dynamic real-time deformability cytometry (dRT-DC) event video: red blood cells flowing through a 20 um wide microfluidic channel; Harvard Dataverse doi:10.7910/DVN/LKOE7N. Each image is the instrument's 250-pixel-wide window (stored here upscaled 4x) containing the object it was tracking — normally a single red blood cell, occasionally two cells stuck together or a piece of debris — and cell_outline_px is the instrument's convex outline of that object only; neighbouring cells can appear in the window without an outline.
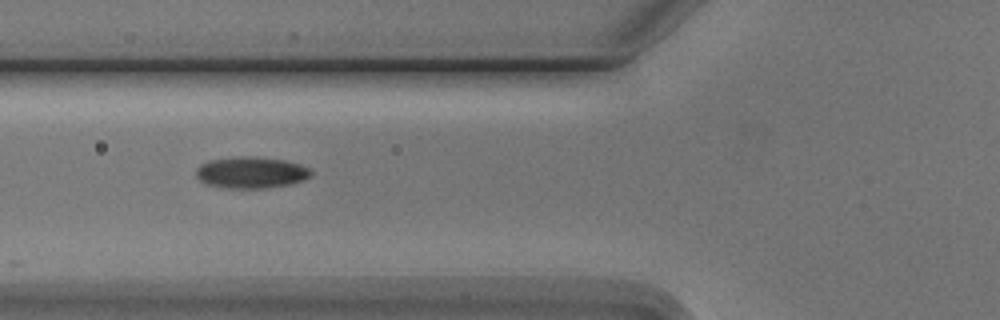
{"species": "Egyptian fruit bat (a non-hibernating species)", "species_latin": "Rousettus aegyptiacus", "temperature_condition": "cold", "stored_images_in_passage": 4, "camera_frame_rate_fps": 3000, "um_per_image_px": 0.085, "animal": {"sex": "male"}, "frame": {"image": 1, "passage_image": 3, "time_ms": 2.333, "image_size_px": [1000, 320], "cell_outline_px": [[312, 176], [304, 180], [292, 184], [268, 188], [228, 188], [204, 184], [196, 176], [196, 168], [200, 164], [212, 160], [244, 156], [284, 160], [300, 164], [308, 168], [312, 172]], "centroid_in_image_um": [21.36, 14.68], "position_along_channel_um": 104.4, "area_um2": 21.04}}
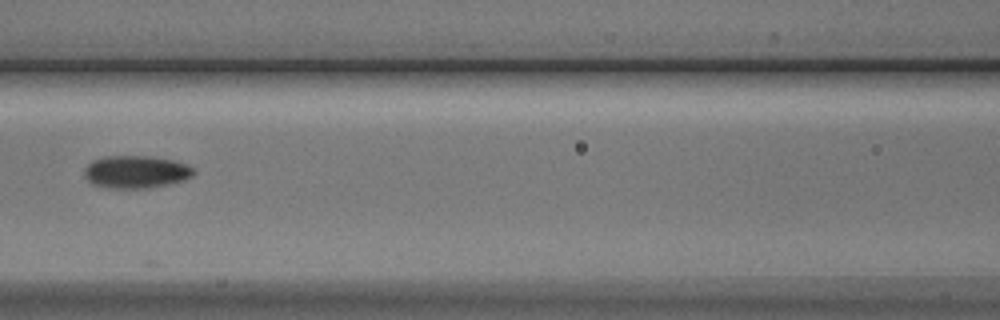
{"frame": {"image": 2, "passage_image": 4, "time_ms": 3.667, "image_size_px": [1000, 320], "cell_outline_px": [[196, 172], [192, 176], [184, 180], [168, 184], [144, 188], [108, 188], [92, 184], [84, 176], [84, 168], [92, 160], [104, 156], [152, 156], [172, 160], [184, 164], [192, 168]], "centroid_in_image_um": [11.52, 14.6], "position_along_channel_um": 155.1, "area_um2": 20.75}}